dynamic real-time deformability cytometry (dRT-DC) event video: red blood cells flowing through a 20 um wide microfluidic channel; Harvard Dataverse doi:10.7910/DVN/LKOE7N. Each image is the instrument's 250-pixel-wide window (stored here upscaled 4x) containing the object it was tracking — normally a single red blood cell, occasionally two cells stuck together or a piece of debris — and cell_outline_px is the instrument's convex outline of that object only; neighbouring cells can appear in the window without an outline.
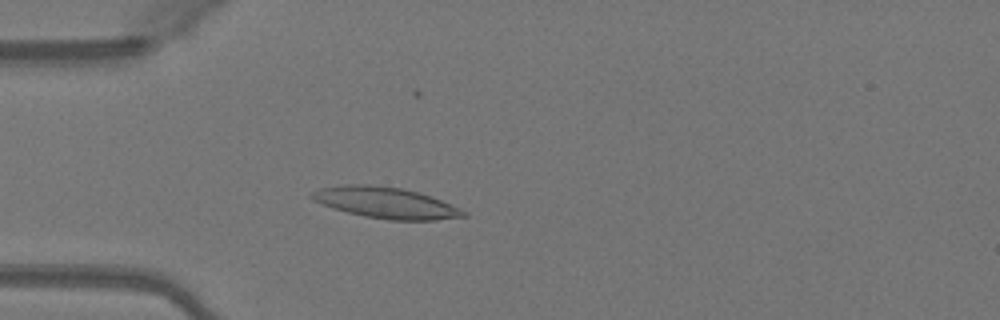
{"species": "Egyptian fruit bat (a non-hibernating species)", "species_latin": "Rousettus aegyptiacus", "temperature_condition": "warm", "stored_images_in_passage": 48, "camera_frame_rate_fps": 3000, "um_per_image_px": 0.085, "animal": {"sex": "female"}, "frame": {"image": 1, "passage_image": 13, "time_ms": 4.0, "image_size_px": [1000, 320], "cell_outline_px": [[468, 216], [436, 220], [388, 220], [364, 216], [332, 208], [312, 200], [308, 196], [312, 192], [320, 188], [348, 184], [368, 184], [404, 188], [440, 200], [460, 208], [468, 212]], "centroid_in_image_um": [32.77, 17.23], "position_along_channel_um": 52.2, "area_um2": 27.46}}
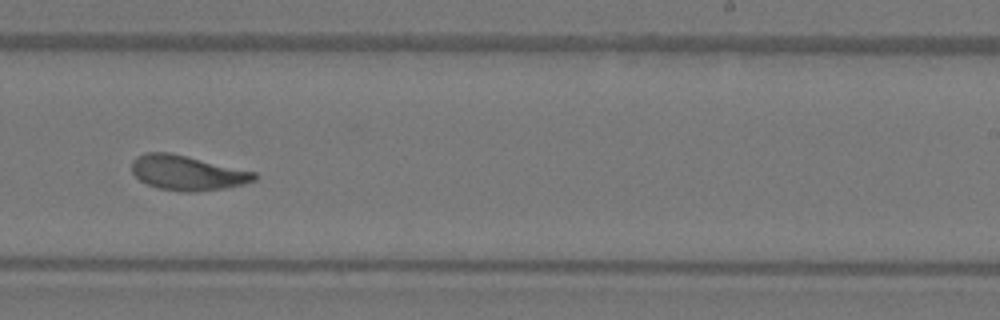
{"frame": {"image": 2, "passage_image": 30, "time_ms": 9.667, "image_size_px": [1000, 320], "cell_outline_px": [[260, 176], [256, 180], [244, 184], [224, 188], [192, 192], [188, 192], [156, 188], [140, 180], [132, 172], [132, 160], [136, 156], [144, 152], [168, 152], [256, 172]], "centroid_in_image_um": [15.92, 14.69], "position_along_channel_um": 273.1, "area_um2": 24.8}}
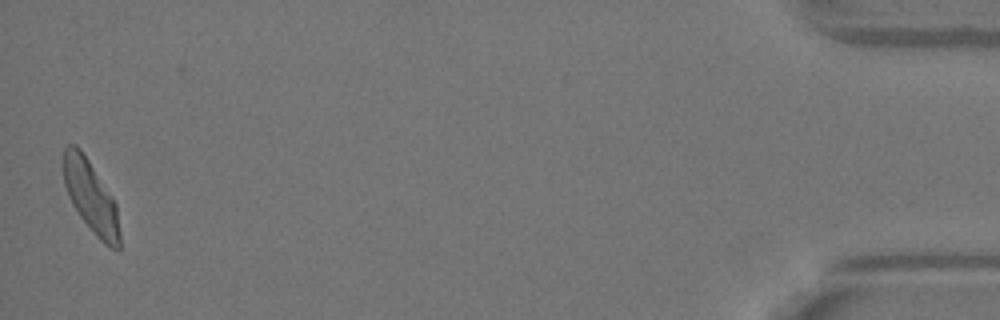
{"frame": {"image": 3, "passage_image": 48, "time_ms": 15.667, "image_size_px": [1000, 320], "cell_outline_px": [[120, 248], [112, 248], [104, 244], [96, 236], [80, 216], [72, 204], [68, 196], [64, 184], [60, 164], [64, 148], [68, 144], [76, 144], [80, 148], [112, 196], [116, 204], [120, 232]], "centroid_in_image_um": [7.67, 16.67], "position_along_channel_um": 427.5, "area_um2": 23.87}, "authors_computed_cell_mechanics": {"area_um2": 24.6228, "velocity_mm_per_s": 4.0798, "shape_relaxation_time_tau1_ms": 4.7095, "shape_relaxation_time_tau2_ms": 1.2739, "deformation_change_tau1": 0.1711, "deformation_change_tau2": 0.0787}}